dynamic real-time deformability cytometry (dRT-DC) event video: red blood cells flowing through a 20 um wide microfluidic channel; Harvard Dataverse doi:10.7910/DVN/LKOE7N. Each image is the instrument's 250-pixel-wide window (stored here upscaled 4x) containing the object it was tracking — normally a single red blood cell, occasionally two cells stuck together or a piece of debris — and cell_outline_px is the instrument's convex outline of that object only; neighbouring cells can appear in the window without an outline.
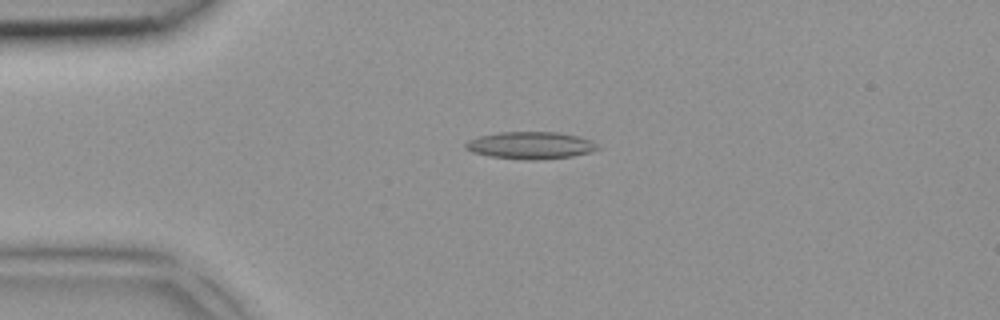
{"species": "common noctule bat (a hibernating species)", "species_latin": "Nyctalus noctula", "temperature_condition": "room temperature", "stored_images_in_passage": 4, "camera_frame_rate_fps": 3000, "um_per_image_px": 0.085, "animal": {"sex": "female", "body_mass_g": 18.4}, "frame": {"image": 1, "passage_image": 3, "time_ms": 0.667, "image_size_px": [1000, 320], "cell_outline_px": [[604, 148], [592, 152], [572, 156], [536, 160], [524, 160], [492, 156], [472, 152], [464, 148], [464, 144], [468, 140], [480, 136], [496, 132], [560, 132], [580, 136], [592, 140], [600, 144]], "centroid_in_image_um": [45.18, 12.35], "position_along_channel_um": 39.8, "area_um2": 21.33}}
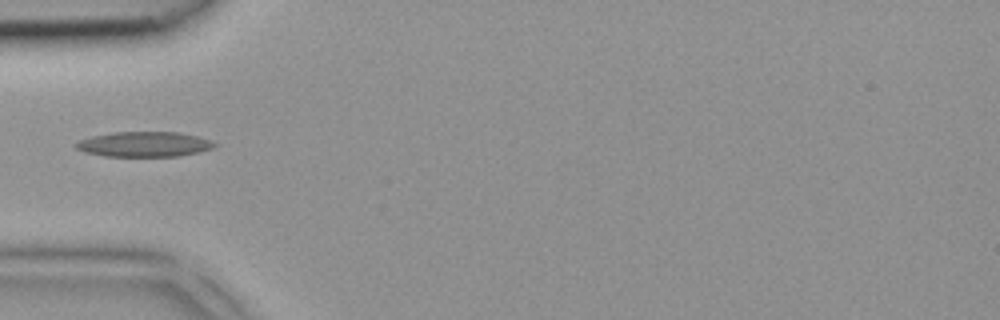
{"frame": {"image": 2, "passage_image": 4, "time_ms": 1.0, "image_size_px": [1000, 320], "cell_outline_px": [[220, 144], [212, 148], [200, 152], [180, 156], [104, 156], [84, 152], [76, 148], [76, 144], [80, 140], [92, 136], [112, 132], [180, 132], [200, 136], [212, 140]], "centroid_in_image_um": [12.34, 12.25], "position_along_channel_um": 72.7, "area_um2": 20.46}}